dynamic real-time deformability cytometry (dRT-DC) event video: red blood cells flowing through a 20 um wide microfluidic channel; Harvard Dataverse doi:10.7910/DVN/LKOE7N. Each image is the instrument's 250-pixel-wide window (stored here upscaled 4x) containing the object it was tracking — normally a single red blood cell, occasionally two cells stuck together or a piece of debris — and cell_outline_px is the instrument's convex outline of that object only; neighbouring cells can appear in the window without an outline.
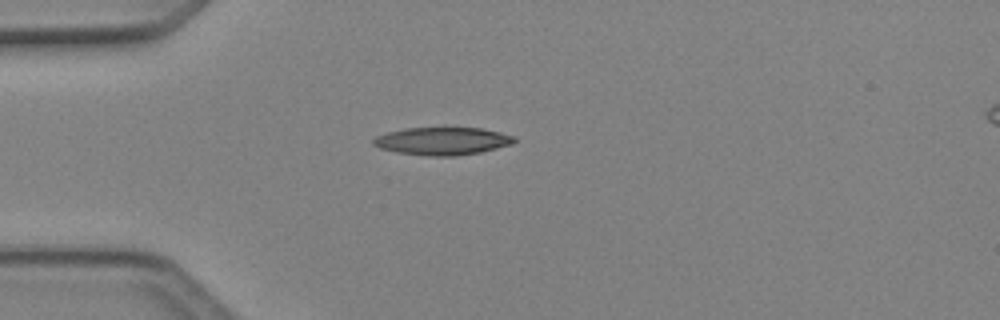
{"species": "Egyptian fruit bat (a non-hibernating species)", "species_latin": "Rousettus aegyptiacus", "temperature_condition": "cold", "stored_images_in_passage": 1, "camera_frame_rate_fps": 3000, "um_per_image_px": 0.085, "animal": {"sex": "female"}, "frame": {"image": 1, "passage_image": 1, "time_ms": 0.0, "image_size_px": [1000, 320], "cell_outline_px": [[516, 140], [512, 144], [480, 152], [456, 156], [428, 156], [396, 152], [380, 148], [372, 144], [372, 140], [376, 136], [388, 132], [404, 128], [444, 124], [484, 128], [516, 136]], "centroid_in_image_um": [37.62, 11.93], "position_along_channel_um": 47.4, "area_um2": 23.99}}